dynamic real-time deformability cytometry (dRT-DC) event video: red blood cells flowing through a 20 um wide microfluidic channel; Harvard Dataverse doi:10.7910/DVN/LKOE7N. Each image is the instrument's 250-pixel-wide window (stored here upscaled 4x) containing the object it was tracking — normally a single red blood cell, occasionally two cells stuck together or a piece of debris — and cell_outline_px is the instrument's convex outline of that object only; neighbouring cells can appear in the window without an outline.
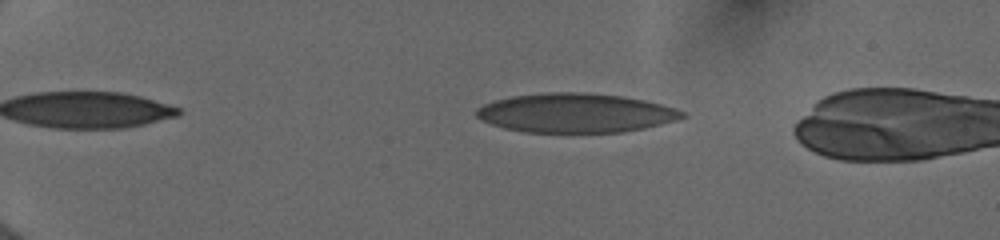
{"species": "human", "species_latin": "Homo sapiens", "temperature_condition": "cold", "stored_images_in_passage": 53, "segment_of_instrument_passage": [1, 2], "camera_frame_rate_fps": 3000, "um_per_image_px": 0.085, "donor": {"sex": "female"}, "frame": {"image": 1, "passage_image": 11, "time_ms": 3.333, "image_size_px": [1000, 240], "cell_outline_px": [[684, 116], [676, 120], [644, 128], [620, 132], [524, 132], [504, 128], [480, 120], [476, 116], [476, 108], [484, 104], [496, 100], [512, 96], [544, 92], [584, 92], [620, 96], [644, 100], [660, 104], [684, 112]], "centroid_in_image_um": [48.86, 9.6], "position_along_channel_um": 36.1, "area_um2": 46.7}}
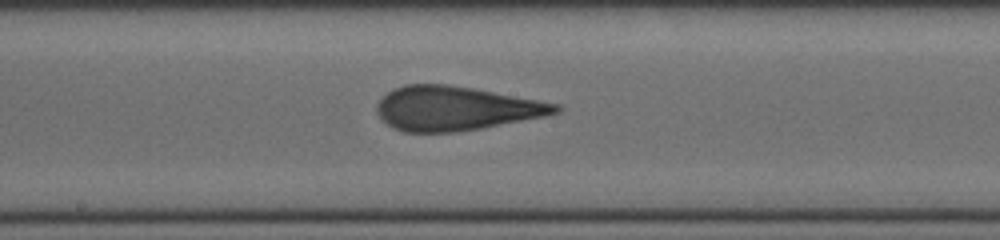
{"frame": {"image": 2, "passage_image": 30, "time_ms": 9.667, "image_size_px": [1000, 240], "cell_outline_px": [[560, 112], [544, 116], [480, 128], [456, 132], [404, 132], [392, 128], [376, 112], [376, 104], [388, 92], [404, 84], [448, 84], [472, 88], [560, 104]], "centroid_in_image_um": [38.7, 9.21], "position_along_channel_um": 209.5, "area_um2": 45.55}}
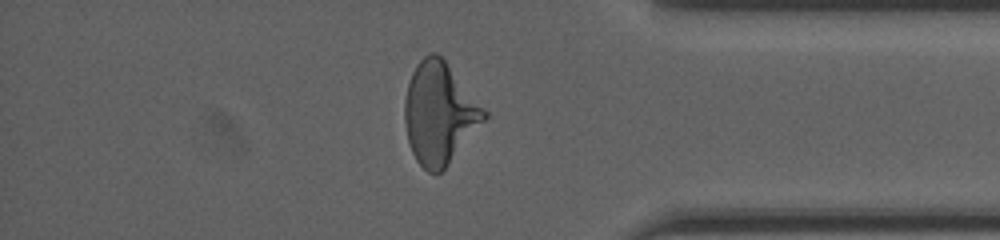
{"frame": {"image": 3, "passage_image": 45, "time_ms": 14.667, "image_size_px": [1000, 240], "cell_outline_px": [[488, 116], [448, 164], [440, 172], [428, 172], [416, 160], [412, 152], [408, 140], [404, 120], [404, 100], [408, 84], [412, 72], [416, 64], [428, 52], [436, 52], [444, 60], [488, 112]], "centroid_in_image_um": [37.33, 9.61], "position_along_channel_um": 397.9, "area_um2": 46.47}}